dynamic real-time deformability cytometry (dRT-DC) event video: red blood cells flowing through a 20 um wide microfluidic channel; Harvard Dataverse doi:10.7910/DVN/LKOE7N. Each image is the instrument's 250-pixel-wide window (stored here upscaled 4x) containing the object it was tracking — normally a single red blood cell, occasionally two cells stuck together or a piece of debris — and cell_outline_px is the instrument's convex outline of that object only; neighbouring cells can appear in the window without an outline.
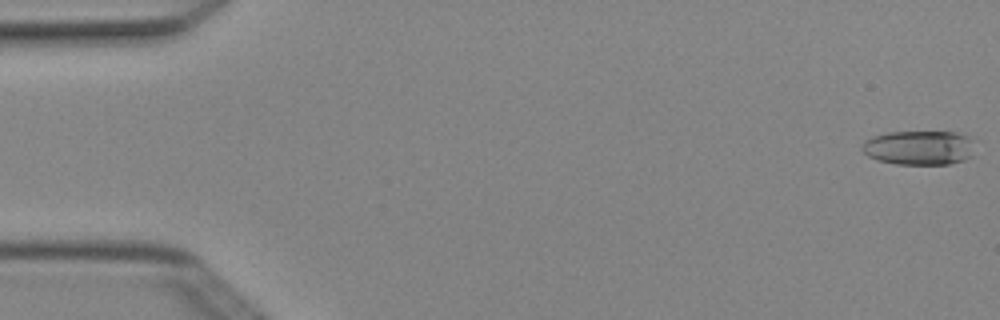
{"species": "Egyptian fruit bat (a non-hibernating species)", "species_latin": "Rousettus aegyptiacus", "temperature_condition": "cold", "stored_images_in_passage": 4, "camera_frame_rate_fps": 3000, "um_per_image_px": 0.085, "animal": {"sex": "female"}, "frame": {"image": 1, "passage_image": 1, "time_ms": 0.0, "image_size_px": [1000, 320], "cell_outline_px": [[976, 140], [972, 156], [964, 160], [948, 164], [896, 164], [876, 160], [868, 156], [860, 148], [864, 140], [872, 136], [888, 132], [956, 132], [976, 136]], "centroid_in_image_um": [78.19, 12.54], "position_along_channel_um": 6.8, "area_um2": 23.24}}
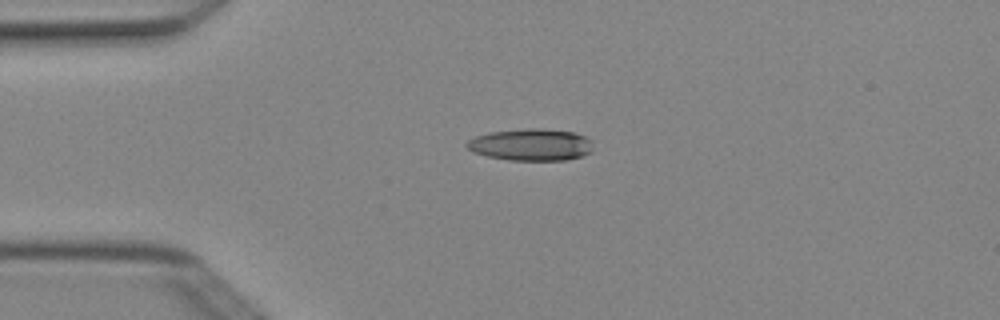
{"frame": {"image": 2, "passage_image": 4, "time_ms": 1.0, "image_size_px": [1000, 320], "cell_outline_px": [[592, 152], [584, 156], [564, 160], [508, 160], [488, 156], [472, 152], [464, 144], [468, 140], [476, 136], [488, 132], [528, 128], [536, 128], [572, 132], [584, 136], [592, 140]], "centroid_in_image_um": [45.13, 12.3], "position_along_channel_um": 39.9, "area_um2": 23.58}}